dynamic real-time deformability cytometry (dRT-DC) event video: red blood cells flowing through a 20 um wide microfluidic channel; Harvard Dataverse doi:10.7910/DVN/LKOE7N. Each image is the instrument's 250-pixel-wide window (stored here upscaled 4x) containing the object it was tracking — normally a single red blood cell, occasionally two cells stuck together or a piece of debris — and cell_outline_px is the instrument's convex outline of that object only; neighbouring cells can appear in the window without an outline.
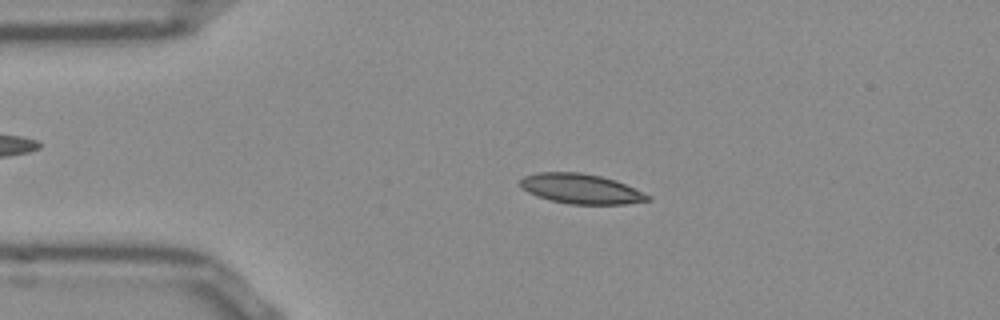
{"species": "Egyptian fruit bat (a non-hibernating species)", "species_latin": "Rousettus aegyptiacus", "temperature_condition": "room temperature", "stored_images_in_passage": 52, "camera_frame_rate_fps": 3000, "um_per_image_px": 0.085, "frame": {"image": 1, "passage_image": 11, "time_ms": 3.333, "image_size_px": [1000, 320], "cell_outline_px": [[652, 200], [624, 204], [568, 204], [552, 200], [528, 192], [520, 184], [520, 180], [524, 176], [536, 172], [580, 172], [600, 176], [616, 180], [652, 196]], "centroid_in_image_um": [49.42, 16.04], "position_along_channel_um": 35.6, "area_um2": 22.08}}
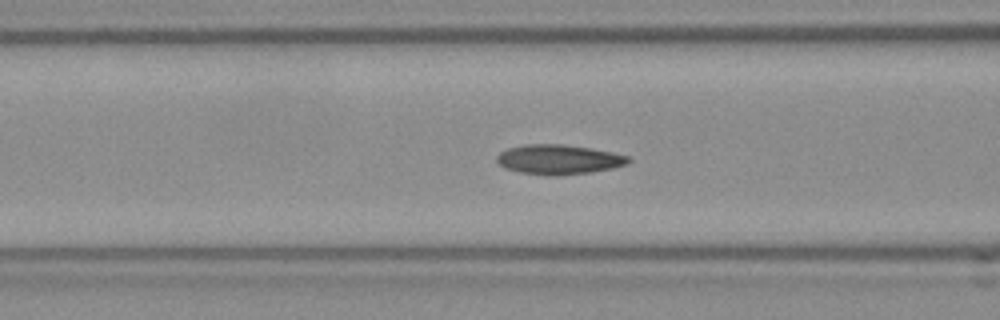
{"frame": {"image": 2, "passage_image": 20, "time_ms": 6.333, "image_size_px": [1000, 320], "cell_outline_px": [[632, 160], [628, 164], [612, 168], [592, 172], [552, 176], [520, 172], [504, 168], [496, 160], [496, 156], [500, 152], [508, 148], [524, 144], [564, 144], [592, 148], [612, 152], [628, 156]], "centroid_in_image_um": [47.5, 13.55], "position_along_channel_um": 119.1, "area_um2": 22.89}}
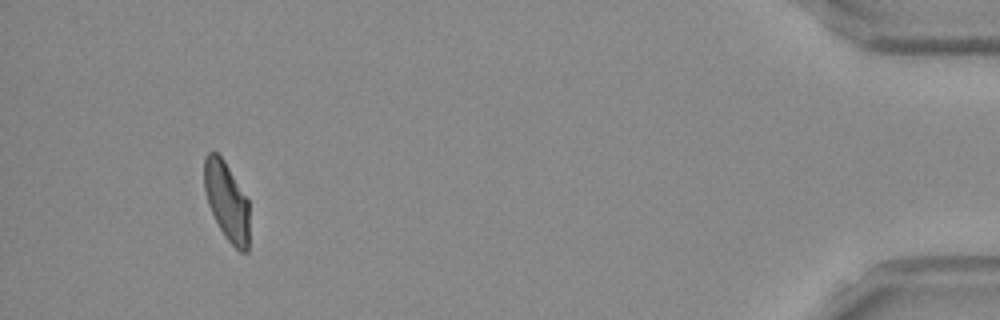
{"frame": {"image": 3, "passage_image": 49, "time_ms": 16.0, "image_size_px": [1000, 320], "cell_outline_px": [[248, 252], [240, 252], [224, 236], [208, 204], [204, 188], [204, 156], [212, 148], [224, 160], [248, 200]], "centroid_in_image_um": [19.25, 17.06], "position_along_channel_um": 416.0, "area_um2": 20.52}, "authors_computed_cell_mechanics": {"area_um2": 21.4438, "velocity_mm_per_s": 3.8354, "shape_relaxation_time_tau1_ms": null, "shape_relaxation_time_tau2_ms": 1.9909, "deformation_change_tau1": null, "deformation_change_tau2": 0.0725}}